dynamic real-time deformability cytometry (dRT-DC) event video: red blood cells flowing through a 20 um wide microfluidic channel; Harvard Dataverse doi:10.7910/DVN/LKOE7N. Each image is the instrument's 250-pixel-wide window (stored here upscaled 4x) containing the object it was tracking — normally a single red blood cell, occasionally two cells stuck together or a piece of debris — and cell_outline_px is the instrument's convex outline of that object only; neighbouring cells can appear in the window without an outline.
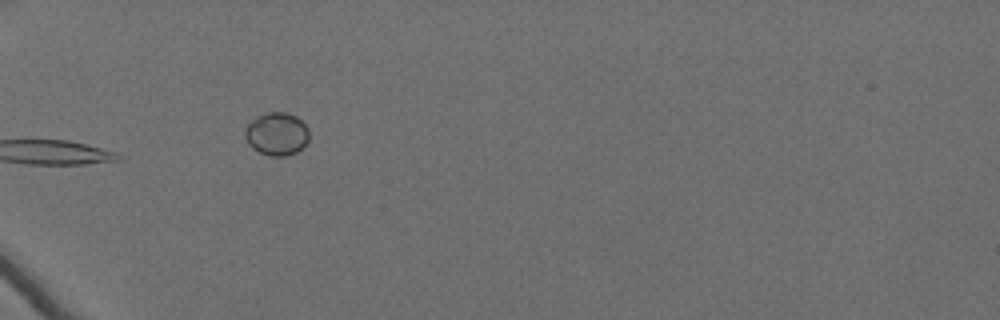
{"species": "Egyptian fruit bat (a non-hibernating species)", "species_latin": "Rousettus aegyptiacus", "temperature_condition": "cold", "stored_images_in_passage": 37, "camera_frame_rate_fps": 3000, "um_per_image_px": 0.085, "animal": {"sex": "female"}, "frame": {"image": 1, "passage_image": 1, "time_ms": 0.0, "image_size_px": [1000, 320], "cell_outline_px": [[308, 140], [296, 152], [284, 156], [268, 156], [252, 148], [248, 144], [244, 136], [244, 128], [256, 116], [264, 112], [288, 112], [296, 116], [308, 128]], "centroid_in_image_um": [23.48, 11.36], "position_along_channel_um": 61.5, "area_um2": 16.13}, "authors_computed_cell_mechanics": {"area_um2": 19.0162, "velocity_mm_per_s": 3.4939, "shape_relaxation_time_tau1_ms": null, "shape_relaxation_time_tau2_ms": 5.6553, "deformation_change_tau1": null, "deformation_change_tau2": 0.1243}}